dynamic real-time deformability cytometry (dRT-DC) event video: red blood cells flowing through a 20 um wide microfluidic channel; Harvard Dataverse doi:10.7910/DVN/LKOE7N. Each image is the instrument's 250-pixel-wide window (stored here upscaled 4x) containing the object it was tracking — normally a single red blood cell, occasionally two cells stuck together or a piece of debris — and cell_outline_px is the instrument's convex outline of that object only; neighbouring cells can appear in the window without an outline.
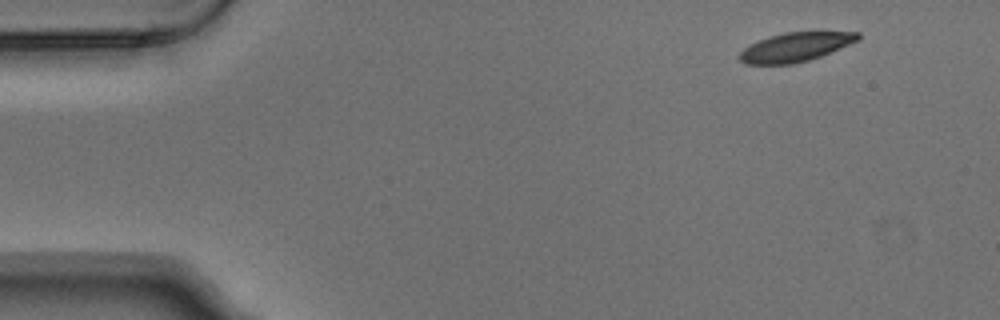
{"species": "Egyptian fruit bat (a non-hibernating species)", "species_latin": "Rousettus aegyptiacus", "temperature_condition": "warm", "stored_images_in_passage": 4, "camera_frame_rate_fps": 3000, "um_per_image_px": 0.085, "animal": {"sex": "male"}, "frame": {"image": 1, "passage_image": 1, "time_ms": 0.0, "image_size_px": [1000, 320], "cell_outline_px": [[860, 40], [820, 56], [808, 60], [792, 64], [744, 64], [740, 60], [740, 52], [744, 48], [768, 36], [784, 32], [860, 32]], "centroid_in_image_um": [67.62, 4.0], "position_along_channel_um": 17.4, "area_um2": 19.83}}
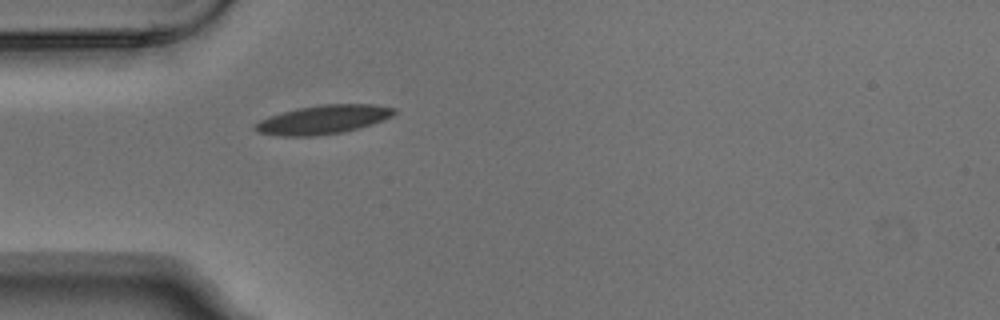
{"frame": {"image": 2, "passage_image": 4, "time_ms": 1.0, "image_size_px": [1000, 320], "cell_outline_px": [[396, 112], [392, 116], [360, 128], [344, 132], [316, 136], [284, 136], [256, 132], [252, 128], [260, 120], [268, 116], [296, 108], [324, 104], [372, 104], [396, 108]], "centroid_in_image_um": [27.45, 10.16], "position_along_channel_um": 57.5, "area_um2": 23.41}}